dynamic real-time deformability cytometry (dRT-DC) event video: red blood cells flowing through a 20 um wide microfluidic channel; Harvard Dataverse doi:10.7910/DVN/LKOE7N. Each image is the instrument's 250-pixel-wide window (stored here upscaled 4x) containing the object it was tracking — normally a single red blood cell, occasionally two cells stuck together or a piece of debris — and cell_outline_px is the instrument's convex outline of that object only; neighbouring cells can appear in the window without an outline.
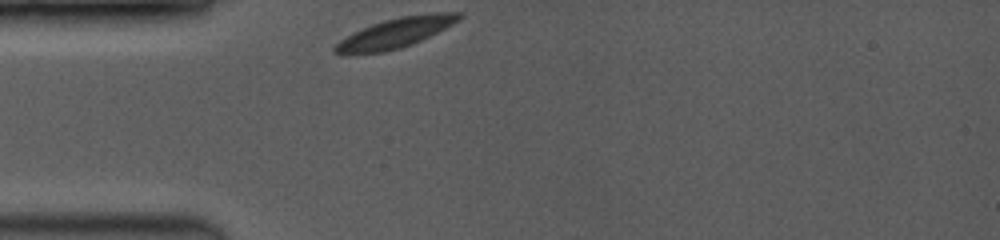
{"species": "common noctule bat (a hibernating species)", "species_latin": "Nyctalus noctula", "temperature_condition": "room temperature", "stored_images_in_passage": 33, "camera_frame_rate_fps": 3500, "um_per_image_px": 0.085, "animal": {"sex": "female", "body_mass_g": 19.0, "forearm_length_mm": 53.3}, "frame": {"image": 1, "passage_image": 1, "time_ms": 0.0, "image_size_px": [1000, 240], "cell_outline_px": [[464, 16], [460, 20], [412, 44], [400, 48], [384, 52], [348, 56], [340, 56], [332, 52], [332, 48], [340, 40], [352, 32], [372, 24], [384, 20], [400, 16], [432, 12], [464, 12]], "centroid_in_image_um": [33.53, 2.82], "position_along_channel_um": 51.5, "area_um2": 22.08}}
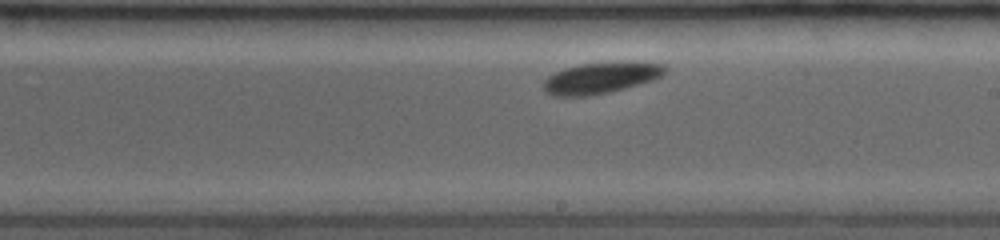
{"frame": {"image": 2, "passage_image": 19, "time_ms": 5.143, "image_size_px": [1000, 240], "cell_outline_px": [[668, 68], [656, 80], [608, 92], [588, 96], [552, 96], [544, 92], [544, 80], [548, 76], [564, 68], [580, 64], [616, 60], [624, 60], [664, 64]], "centroid_in_image_um": [51.1, 6.59], "position_along_channel_um": 237.9, "area_um2": 22.6}}
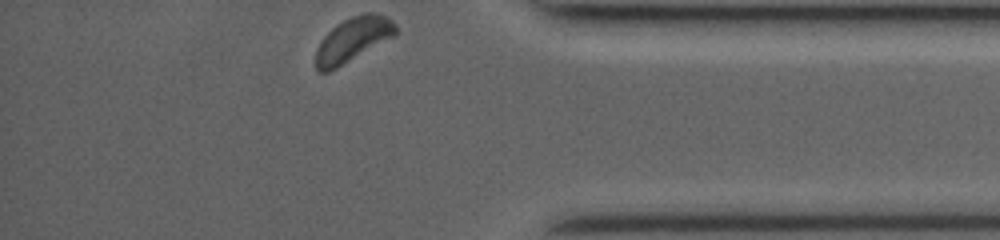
{"frame": {"image": 3, "passage_image": 33, "time_ms": 9.714, "image_size_px": [1000, 240], "cell_outline_px": [[396, 36], [336, 68], [328, 72], [320, 72], [316, 68], [316, 48], [324, 36], [336, 24], [352, 16], [364, 12], [376, 12], [392, 20], [396, 24]], "centroid_in_image_um": [30.02, 3.35], "position_along_channel_um": 405.2, "area_um2": 20.69}, "authors_computed_cell_mechanics": {"area_um2": 21.3282, "velocity_mm_per_s": 3.8323, "shape_relaxation_time_tau1_ms": 0.7637, "shape_relaxation_time_tau2_ms": null, "deformation_change_tau1": 0.051, "deformation_change_tau2": null}}